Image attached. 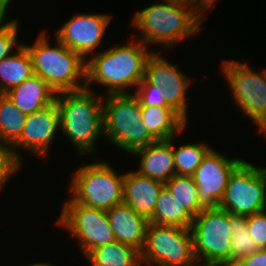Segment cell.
<instances>
[{
  "label": "cell",
  "instance_id": "obj_15",
  "mask_svg": "<svg viewBox=\"0 0 266 266\" xmlns=\"http://www.w3.org/2000/svg\"><path fill=\"white\" fill-rule=\"evenodd\" d=\"M243 158L226 157L212 148L195 170L193 179L198 187V198L205 208L219 207L228 179Z\"/></svg>",
  "mask_w": 266,
  "mask_h": 266
},
{
  "label": "cell",
  "instance_id": "obj_6",
  "mask_svg": "<svg viewBox=\"0 0 266 266\" xmlns=\"http://www.w3.org/2000/svg\"><path fill=\"white\" fill-rule=\"evenodd\" d=\"M71 197L76 203L108 211L123 203L124 173H117L107 160L82 164L72 173Z\"/></svg>",
  "mask_w": 266,
  "mask_h": 266
},
{
  "label": "cell",
  "instance_id": "obj_17",
  "mask_svg": "<svg viewBox=\"0 0 266 266\" xmlns=\"http://www.w3.org/2000/svg\"><path fill=\"white\" fill-rule=\"evenodd\" d=\"M131 155L139 158L140 164L135 171L142 176L165 183L175 175L173 137L157 140Z\"/></svg>",
  "mask_w": 266,
  "mask_h": 266
},
{
  "label": "cell",
  "instance_id": "obj_27",
  "mask_svg": "<svg viewBox=\"0 0 266 266\" xmlns=\"http://www.w3.org/2000/svg\"><path fill=\"white\" fill-rule=\"evenodd\" d=\"M229 226L232 232L231 265L259 250L247 229L246 216L229 213Z\"/></svg>",
  "mask_w": 266,
  "mask_h": 266
},
{
  "label": "cell",
  "instance_id": "obj_29",
  "mask_svg": "<svg viewBox=\"0 0 266 266\" xmlns=\"http://www.w3.org/2000/svg\"><path fill=\"white\" fill-rule=\"evenodd\" d=\"M22 166L14 157L11 146L0 140V190L21 170Z\"/></svg>",
  "mask_w": 266,
  "mask_h": 266
},
{
  "label": "cell",
  "instance_id": "obj_5",
  "mask_svg": "<svg viewBox=\"0 0 266 266\" xmlns=\"http://www.w3.org/2000/svg\"><path fill=\"white\" fill-rule=\"evenodd\" d=\"M103 99L104 138L132 154L157 141L142 123L141 105L133 93L107 94Z\"/></svg>",
  "mask_w": 266,
  "mask_h": 266
},
{
  "label": "cell",
  "instance_id": "obj_34",
  "mask_svg": "<svg viewBox=\"0 0 266 266\" xmlns=\"http://www.w3.org/2000/svg\"><path fill=\"white\" fill-rule=\"evenodd\" d=\"M24 266H26V265H24ZM27 266H54L51 262H39L38 263V261H36V263L35 262H33L32 264H28Z\"/></svg>",
  "mask_w": 266,
  "mask_h": 266
},
{
  "label": "cell",
  "instance_id": "obj_3",
  "mask_svg": "<svg viewBox=\"0 0 266 266\" xmlns=\"http://www.w3.org/2000/svg\"><path fill=\"white\" fill-rule=\"evenodd\" d=\"M91 90L57 93L60 131L73 145L80 157H95V147L103 132V98ZM94 152V153H93Z\"/></svg>",
  "mask_w": 266,
  "mask_h": 266
},
{
  "label": "cell",
  "instance_id": "obj_8",
  "mask_svg": "<svg viewBox=\"0 0 266 266\" xmlns=\"http://www.w3.org/2000/svg\"><path fill=\"white\" fill-rule=\"evenodd\" d=\"M247 64L228 59L222 62L220 71L232 93V100L260 133L266 127V69L256 72Z\"/></svg>",
  "mask_w": 266,
  "mask_h": 266
},
{
  "label": "cell",
  "instance_id": "obj_24",
  "mask_svg": "<svg viewBox=\"0 0 266 266\" xmlns=\"http://www.w3.org/2000/svg\"><path fill=\"white\" fill-rule=\"evenodd\" d=\"M173 137V157L175 175L193 176L206 154L213 148L207 142L186 143L176 148ZM175 145V146H174Z\"/></svg>",
  "mask_w": 266,
  "mask_h": 266
},
{
  "label": "cell",
  "instance_id": "obj_35",
  "mask_svg": "<svg viewBox=\"0 0 266 266\" xmlns=\"http://www.w3.org/2000/svg\"><path fill=\"white\" fill-rule=\"evenodd\" d=\"M259 134H264L266 137V127Z\"/></svg>",
  "mask_w": 266,
  "mask_h": 266
},
{
  "label": "cell",
  "instance_id": "obj_12",
  "mask_svg": "<svg viewBox=\"0 0 266 266\" xmlns=\"http://www.w3.org/2000/svg\"><path fill=\"white\" fill-rule=\"evenodd\" d=\"M144 79L158 90L161 89L166 103L188 121L187 91L193 78L189 79L179 65L153 52L147 59Z\"/></svg>",
  "mask_w": 266,
  "mask_h": 266
},
{
  "label": "cell",
  "instance_id": "obj_19",
  "mask_svg": "<svg viewBox=\"0 0 266 266\" xmlns=\"http://www.w3.org/2000/svg\"><path fill=\"white\" fill-rule=\"evenodd\" d=\"M5 95L25 115L41 110L56 101L57 93L40 76L33 74Z\"/></svg>",
  "mask_w": 266,
  "mask_h": 266
},
{
  "label": "cell",
  "instance_id": "obj_21",
  "mask_svg": "<svg viewBox=\"0 0 266 266\" xmlns=\"http://www.w3.org/2000/svg\"><path fill=\"white\" fill-rule=\"evenodd\" d=\"M33 74L31 56L22 45L11 56L0 61V94L21 85Z\"/></svg>",
  "mask_w": 266,
  "mask_h": 266
},
{
  "label": "cell",
  "instance_id": "obj_28",
  "mask_svg": "<svg viewBox=\"0 0 266 266\" xmlns=\"http://www.w3.org/2000/svg\"><path fill=\"white\" fill-rule=\"evenodd\" d=\"M18 21L17 18L6 22L5 19H0V61L11 56L13 50L16 51L23 45L18 41Z\"/></svg>",
  "mask_w": 266,
  "mask_h": 266
},
{
  "label": "cell",
  "instance_id": "obj_7",
  "mask_svg": "<svg viewBox=\"0 0 266 266\" xmlns=\"http://www.w3.org/2000/svg\"><path fill=\"white\" fill-rule=\"evenodd\" d=\"M190 230L199 266H231L229 212L219 207L204 208L193 218Z\"/></svg>",
  "mask_w": 266,
  "mask_h": 266
},
{
  "label": "cell",
  "instance_id": "obj_31",
  "mask_svg": "<svg viewBox=\"0 0 266 266\" xmlns=\"http://www.w3.org/2000/svg\"><path fill=\"white\" fill-rule=\"evenodd\" d=\"M247 229L259 249H266V209L246 216Z\"/></svg>",
  "mask_w": 266,
  "mask_h": 266
},
{
  "label": "cell",
  "instance_id": "obj_4",
  "mask_svg": "<svg viewBox=\"0 0 266 266\" xmlns=\"http://www.w3.org/2000/svg\"><path fill=\"white\" fill-rule=\"evenodd\" d=\"M37 34L33 45L26 47L32 59L33 73L45 80L56 93L86 88L87 61L64 45L57 37L51 46L48 32Z\"/></svg>",
  "mask_w": 266,
  "mask_h": 266
},
{
  "label": "cell",
  "instance_id": "obj_13",
  "mask_svg": "<svg viewBox=\"0 0 266 266\" xmlns=\"http://www.w3.org/2000/svg\"><path fill=\"white\" fill-rule=\"evenodd\" d=\"M60 131V114L56 101L27 115L20 138L11 146L14 157L21 163L20 148L47 161L48 152ZM50 146V147H49ZM17 149V150H16Z\"/></svg>",
  "mask_w": 266,
  "mask_h": 266
},
{
  "label": "cell",
  "instance_id": "obj_16",
  "mask_svg": "<svg viewBox=\"0 0 266 266\" xmlns=\"http://www.w3.org/2000/svg\"><path fill=\"white\" fill-rule=\"evenodd\" d=\"M106 213L116 241L142 252L149 221L125 203L113 206Z\"/></svg>",
  "mask_w": 266,
  "mask_h": 266
},
{
  "label": "cell",
  "instance_id": "obj_1",
  "mask_svg": "<svg viewBox=\"0 0 266 266\" xmlns=\"http://www.w3.org/2000/svg\"><path fill=\"white\" fill-rule=\"evenodd\" d=\"M206 11L197 0H162L138 10L130 25L142 37L136 39L166 51L201 32Z\"/></svg>",
  "mask_w": 266,
  "mask_h": 266
},
{
  "label": "cell",
  "instance_id": "obj_2",
  "mask_svg": "<svg viewBox=\"0 0 266 266\" xmlns=\"http://www.w3.org/2000/svg\"><path fill=\"white\" fill-rule=\"evenodd\" d=\"M154 51L140 40L115 44L109 49L88 56L86 68V89L92 90L94 83L102 85L107 94L131 93L144 78L147 59ZM133 87V88H132ZM128 88V91H127Z\"/></svg>",
  "mask_w": 266,
  "mask_h": 266
},
{
  "label": "cell",
  "instance_id": "obj_32",
  "mask_svg": "<svg viewBox=\"0 0 266 266\" xmlns=\"http://www.w3.org/2000/svg\"><path fill=\"white\" fill-rule=\"evenodd\" d=\"M231 266H266V249H259L251 255H248Z\"/></svg>",
  "mask_w": 266,
  "mask_h": 266
},
{
  "label": "cell",
  "instance_id": "obj_33",
  "mask_svg": "<svg viewBox=\"0 0 266 266\" xmlns=\"http://www.w3.org/2000/svg\"><path fill=\"white\" fill-rule=\"evenodd\" d=\"M14 0H0V19H8L7 13L11 2Z\"/></svg>",
  "mask_w": 266,
  "mask_h": 266
},
{
  "label": "cell",
  "instance_id": "obj_10",
  "mask_svg": "<svg viewBox=\"0 0 266 266\" xmlns=\"http://www.w3.org/2000/svg\"><path fill=\"white\" fill-rule=\"evenodd\" d=\"M55 225L75 238L82 255L116 241L106 211L76 203L71 197L62 204Z\"/></svg>",
  "mask_w": 266,
  "mask_h": 266
},
{
  "label": "cell",
  "instance_id": "obj_9",
  "mask_svg": "<svg viewBox=\"0 0 266 266\" xmlns=\"http://www.w3.org/2000/svg\"><path fill=\"white\" fill-rule=\"evenodd\" d=\"M144 266H199L190 229L148 223L141 252Z\"/></svg>",
  "mask_w": 266,
  "mask_h": 266
},
{
  "label": "cell",
  "instance_id": "obj_23",
  "mask_svg": "<svg viewBox=\"0 0 266 266\" xmlns=\"http://www.w3.org/2000/svg\"><path fill=\"white\" fill-rule=\"evenodd\" d=\"M149 223L190 229L193 217L183 209L164 185L159 192Z\"/></svg>",
  "mask_w": 266,
  "mask_h": 266
},
{
  "label": "cell",
  "instance_id": "obj_30",
  "mask_svg": "<svg viewBox=\"0 0 266 266\" xmlns=\"http://www.w3.org/2000/svg\"><path fill=\"white\" fill-rule=\"evenodd\" d=\"M133 91L132 93L139 100L141 107H170L162 96V90H158L155 86L149 84L144 78Z\"/></svg>",
  "mask_w": 266,
  "mask_h": 266
},
{
  "label": "cell",
  "instance_id": "obj_20",
  "mask_svg": "<svg viewBox=\"0 0 266 266\" xmlns=\"http://www.w3.org/2000/svg\"><path fill=\"white\" fill-rule=\"evenodd\" d=\"M142 123L156 140L182 134L188 122L171 107H141Z\"/></svg>",
  "mask_w": 266,
  "mask_h": 266
},
{
  "label": "cell",
  "instance_id": "obj_22",
  "mask_svg": "<svg viewBox=\"0 0 266 266\" xmlns=\"http://www.w3.org/2000/svg\"><path fill=\"white\" fill-rule=\"evenodd\" d=\"M85 258L89 266H142L141 252L118 241L93 249Z\"/></svg>",
  "mask_w": 266,
  "mask_h": 266
},
{
  "label": "cell",
  "instance_id": "obj_11",
  "mask_svg": "<svg viewBox=\"0 0 266 266\" xmlns=\"http://www.w3.org/2000/svg\"><path fill=\"white\" fill-rule=\"evenodd\" d=\"M219 208L249 216L266 209V167L243 160L230 174Z\"/></svg>",
  "mask_w": 266,
  "mask_h": 266
},
{
  "label": "cell",
  "instance_id": "obj_25",
  "mask_svg": "<svg viewBox=\"0 0 266 266\" xmlns=\"http://www.w3.org/2000/svg\"><path fill=\"white\" fill-rule=\"evenodd\" d=\"M27 115L0 94V140L12 146L21 136Z\"/></svg>",
  "mask_w": 266,
  "mask_h": 266
},
{
  "label": "cell",
  "instance_id": "obj_14",
  "mask_svg": "<svg viewBox=\"0 0 266 266\" xmlns=\"http://www.w3.org/2000/svg\"><path fill=\"white\" fill-rule=\"evenodd\" d=\"M111 17L107 13H76L56 29L55 37L87 61L103 42Z\"/></svg>",
  "mask_w": 266,
  "mask_h": 266
},
{
  "label": "cell",
  "instance_id": "obj_18",
  "mask_svg": "<svg viewBox=\"0 0 266 266\" xmlns=\"http://www.w3.org/2000/svg\"><path fill=\"white\" fill-rule=\"evenodd\" d=\"M163 186V182L142 176L135 169L126 171L123 181V203L149 221Z\"/></svg>",
  "mask_w": 266,
  "mask_h": 266
},
{
  "label": "cell",
  "instance_id": "obj_26",
  "mask_svg": "<svg viewBox=\"0 0 266 266\" xmlns=\"http://www.w3.org/2000/svg\"><path fill=\"white\" fill-rule=\"evenodd\" d=\"M164 185L193 218L205 208L199 201L198 187L193 176L174 175Z\"/></svg>",
  "mask_w": 266,
  "mask_h": 266
}]
</instances>
